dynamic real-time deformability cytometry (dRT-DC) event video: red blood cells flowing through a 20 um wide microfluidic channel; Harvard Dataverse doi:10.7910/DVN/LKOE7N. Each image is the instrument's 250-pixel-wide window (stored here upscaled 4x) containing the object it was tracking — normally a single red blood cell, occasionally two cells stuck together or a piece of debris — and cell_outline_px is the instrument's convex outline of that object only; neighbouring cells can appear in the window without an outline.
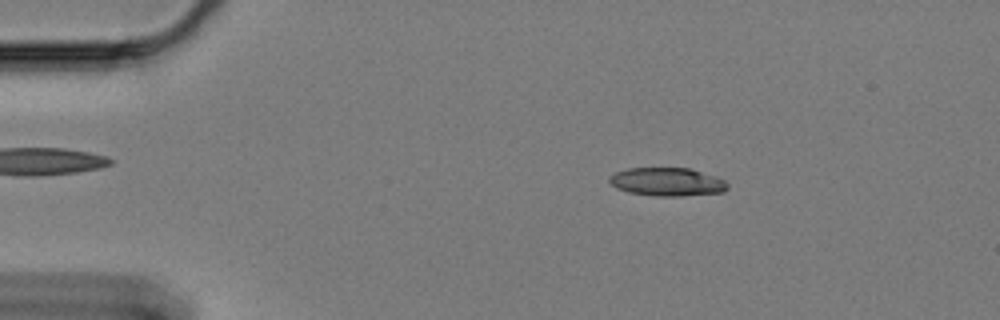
{"species": "Egyptian fruit bat (a non-hibernating species)", "species_latin": "Rousettus aegyptiacus", "temperature_condition": "cold", "stored_images_in_passage": 60, "camera_frame_rate_fps": 3000, "um_per_image_px": 0.085, "animal": {"sex": "female"}, "frame": {"image": 1, "passage_image": 10, "time_ms": 3.0, "image_size_px": [1000, 320], "cell_outline_px": [[728, 188], [724, 192], [680, 196], [656, 196], [628, 192], [616, 188], [608, 180], [608, 176], [616, 172], [628, 168], [688, 168], [716, 176], [724, 180], [728, 184]], "centroid_in_image_um": [56.7, 15.46], "position_along_channel_um": 28.3, "area_um2": 19.54}}
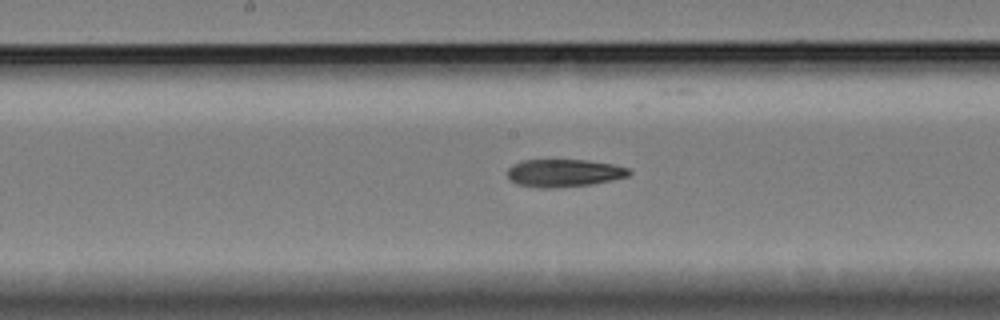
{"frame": {"image": 2, "passage_image": 31, "time_ms": 10.0, "image_size_px": [1000, 320], "cell_outline_px": [[632, 172], [628, 176], [612, 180], [592, 184], [552, 188], [540, 188], [516, 184], [508, 176], [508, 168], [512, 164], [520, 160], [584, 160], [612, 164], [628, 168]], "centroid_in_image_um": [47.92, 14.7], "position_along_channel_um": 200.3, "area_um2": 19.59}}
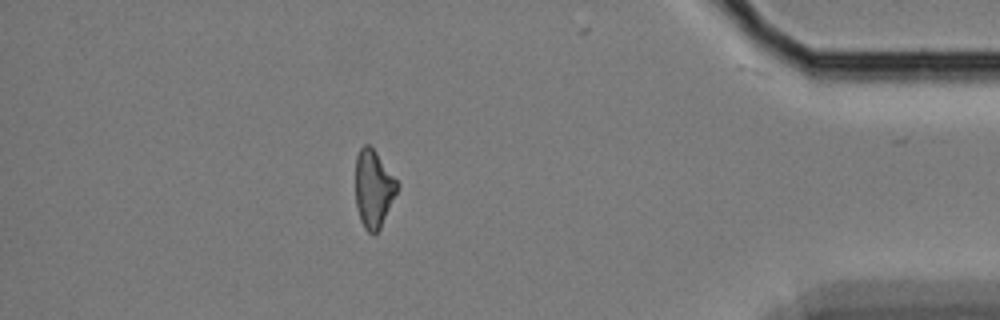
{"frame": {"image": 3, "passage_image": 53, "time_ms": 17.333, "image_size_px": [1000, 320], "cell_outline_px": [[400, 188], [380, 228], [372, 236], [364, 228], [360, 220], [356, 204], [356, 156], [360, 148], [364, 144], [368, 144], [376, 152], [400, 184]], "centroid_in_image_um": [31.76, 16.06], "position_along_channel_um": 403.4, "area_um2": 19.02}, "authors_computed_cell_mechanics": {"area_um2": 19.8832, "velocity_mm_per_s": 3.3042, "shape_relaxation_time_tau1_ms": 10.0897, "shape_relaxation_time_tau2_ms": null, "deformation_change_tau1": 0.2186, "deformation_change_tau2": null}}